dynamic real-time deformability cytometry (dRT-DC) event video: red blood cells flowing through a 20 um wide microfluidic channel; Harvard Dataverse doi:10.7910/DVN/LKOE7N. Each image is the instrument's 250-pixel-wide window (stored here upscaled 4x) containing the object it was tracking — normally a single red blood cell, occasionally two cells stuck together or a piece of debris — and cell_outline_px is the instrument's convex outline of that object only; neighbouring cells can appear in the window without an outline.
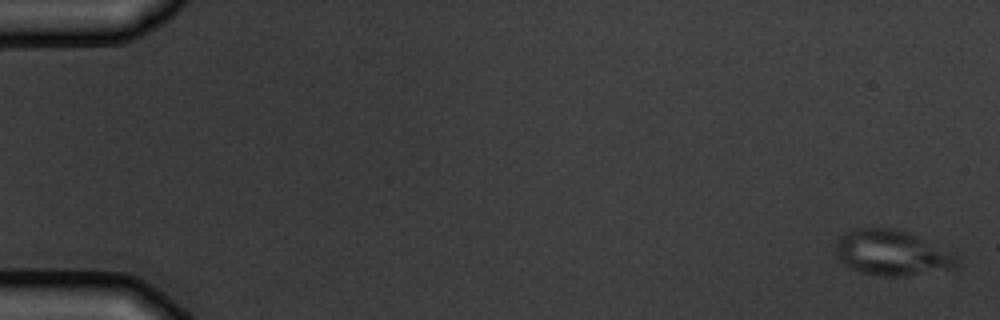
{"species": "common noctule bat (a hibernating species)", "species_latin": "Nyctalus noctula", "temperature_condition": "warm", "stored_images_in_passage": 10, "camera_frame_rate_fps": 3000, "um_per_image_px": 0.085, "animal": {"sex": "male", "body_mass_g": 19.5, "forearm_length_mm": 54.6}, "frame": {"image": 1, "passage_image": 1, "time_ms": 0.0, "image_size_px": [1000, 320], "cell_outline_px": [[960, 264], [956, 268], [904, 276], [880, 276], [860, 272], [844, 264], [836, 256], [836, 240], [844, 232], [852, 228], [896, 228], [912, 232], [960, 256]], "centroid_in_image_um": [75.85, 21.47], "position_along_channel_um": 9.2, "area_um2": 32.71}}
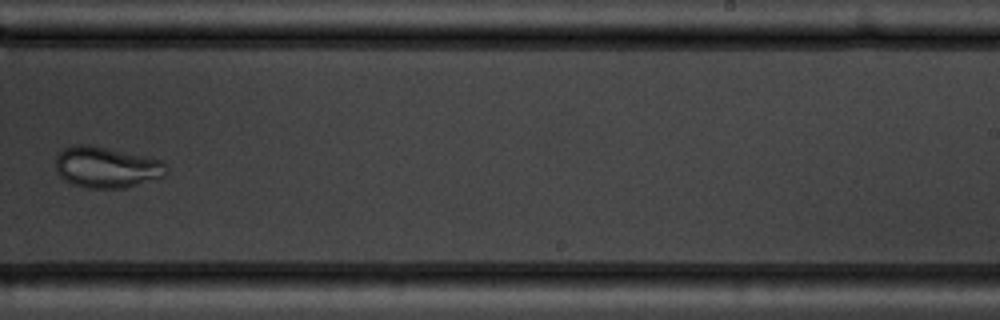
{"frame": {"image": 2, "passage_image": 10, "time_ms": 11.333, "image_size_px": [1000, 320], "cell_outline_px": [[164, 176], [128, 188], [84, 188], [72, 184], [64, 180], [60, 176], [56, 168], [56, 156], [64, 148], [76, 144], [92, 144], [144, 156], [160, 160], [164, 164]], "centroid_in_image_um": [9.0, 14.22], "position_along_channel_um": 280.0, "area_um2": 26.47}}